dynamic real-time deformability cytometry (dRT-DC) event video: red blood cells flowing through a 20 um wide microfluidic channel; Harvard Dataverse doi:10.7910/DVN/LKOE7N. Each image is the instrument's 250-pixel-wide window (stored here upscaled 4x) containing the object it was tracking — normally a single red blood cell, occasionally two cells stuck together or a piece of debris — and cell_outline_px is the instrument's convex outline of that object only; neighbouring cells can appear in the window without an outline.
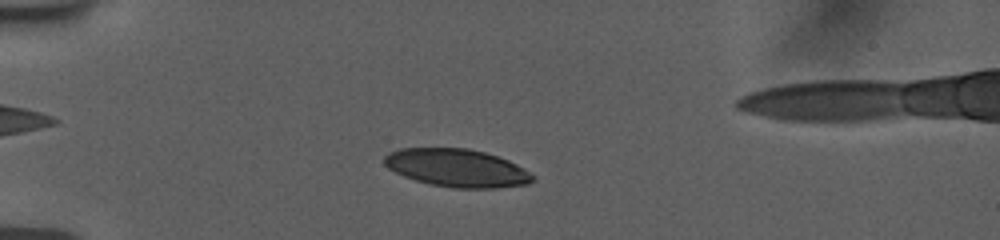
{"species": "human", "species_latin": "Homo sapiens", "temperature_condition": "room temperature", "stored_images_in_passage": 51, "camera_frame_rate_fps": 3000, "um_per_image_px": 0.085, "donor": {"sex": "female"}, "frame": {"image": 1, "passage_image": 11, "time_ms": 3.333, "image_size_px": [1000, 240], "cell_outline_px": [[536, 180], [528, 184], [496, 188], [452, 188], [432, 184], [416, 180], [404, 176], [388, 168], [384, 164], [384, 156], [388, 152], [400, 148], [468, 148], [484, 152], [508, 160], [524, 168], [536, 176]], "centroid_in_image_um": [38.86, 14.28], "position_along_channel_um": 46.1, "area_um2": 32.89}}
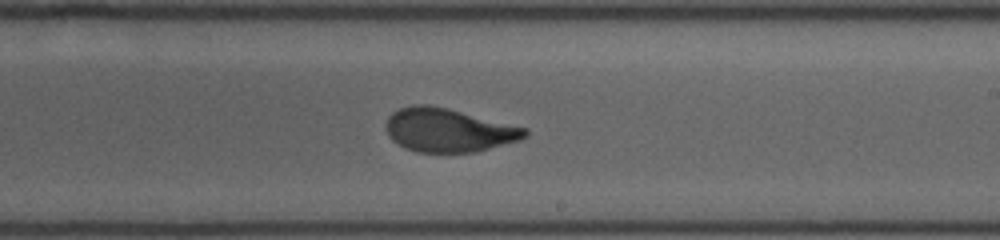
{"frame": {"image": 2, "passage_image": 30, "time_ms": 9.667, "image_size_px": [1000, 240], "cell_outline_px": [[528, 136], [520, 140], [476, 152], [416, 152], [404, 148], [392, 140], [388, 136], [384, 128], [384, 124], [388, 116], [392, 112], [400, 108], [416, 104], [428, 104], [528, 128]], "centroid_in_image_um": [38.08, 11.07], "position_along_channel_um": 250.9, "area_um2": 35.37}}
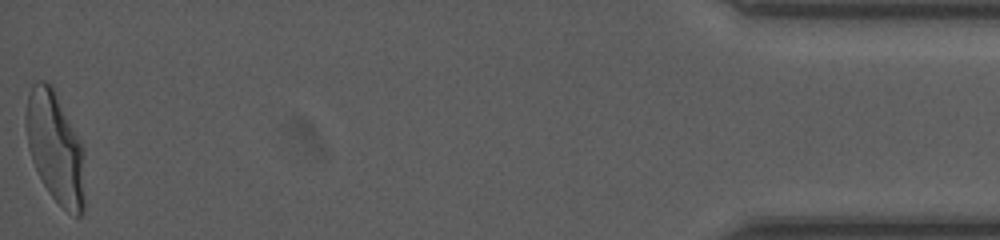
{"frame": {"image": 3, "passage_image": 51, "time_ms": 16.667, "image_size_px": [1000, 240], "cell_outline_px": [[84, 212], [80, 216], [76, 216], [64, 208], [48, 192], [32, 160], [28, 148], [24, 124], [24, 116], [28, 92], [32, 84], [36, 80], [44, 80], [52, 84], [80, 140], [84, 152]], "centroid_in_image_um": [4.68, 12.49], "position_along_channel_um": 430.5, "area_um2": 38.49}, "authors_computed_cell_mechanics": {"area_um2": 34.969, "velocity_mm_per_s": 3.7536, "shape_relaxation_time_tau1_ms": 4.3131, "shape_relaxation_time_tau2_ms": 0.7471, "deformation_change_tau1": 0.1871, "deformation_change_tau2": 0.0641}}